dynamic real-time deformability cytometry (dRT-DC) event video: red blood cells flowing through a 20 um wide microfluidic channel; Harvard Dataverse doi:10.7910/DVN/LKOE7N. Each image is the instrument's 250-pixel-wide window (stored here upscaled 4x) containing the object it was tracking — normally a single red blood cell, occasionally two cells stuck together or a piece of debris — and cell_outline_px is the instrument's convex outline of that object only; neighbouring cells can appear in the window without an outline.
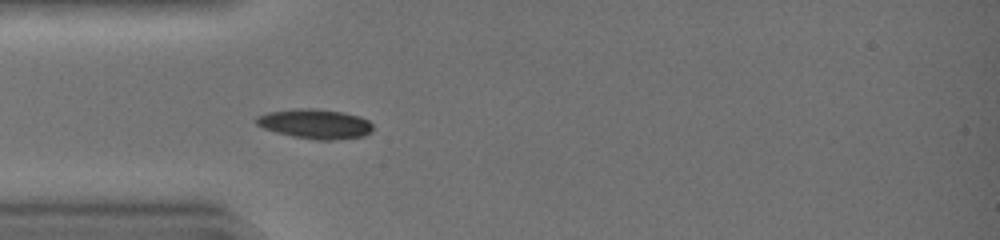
{"species": "common noctule bat (a hibernating species)", "species_latin": "Nyctalus noctula", "temperature_condition": "warm", "stored_images_in_passage": 31, "camera_frame_rate_fps": 3000, "um_per_image_px": 0.085, "animal": {"sex": "female", "body_mass_g": 19.0, "forearm_length_mm": 51.5}, "frame": {"image": 1, "passage_image": 1, "time_ms": 0.0, "image_size_px": [1000, 240], "cell_outline_px": [[372, 132], [364, 136], [332, 140], [316, 140], [292, 136], [276, 132], [264, 128], [256, 124], [256, 116], [268, 112], [296, 108], [312, 108], [344, 112], [360, 116], [368, 120], [372, 124]], "centroid_in_image_um": [26.8, 10.52], "position_along_channel_um": 58.2, "area_um2": 20.23}}
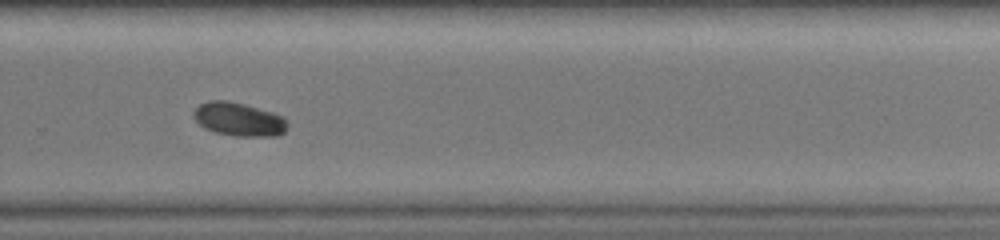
{"frame": {"image": 2, "passage_image": 18, "time_ms": 5.667, "image_size_px": [1000, 240], "cell_outline_px": [[288, 128], [284, 132], [276, 136], [236, 136], [216, 132], [204, 128], [196, 120], [192, 112], [200, 104], [208, 100], [224, 100], [272, 112], [280, 116], [288, 124]], "centroid_in_image_um": [20.28, 10.15], "position_along_channel_um": 309.5, "area_um2": 17.98}}
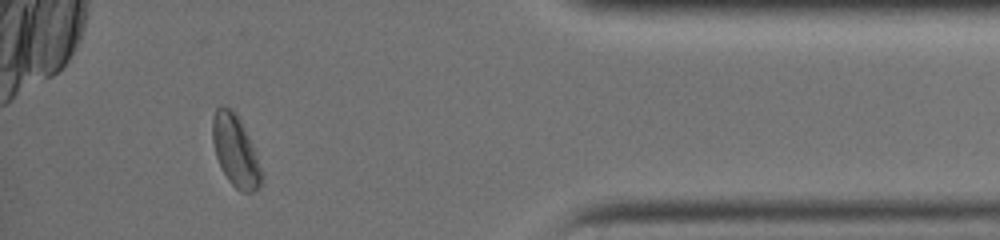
{"frame": {"image": 3, "passage_image": 27, "time_ms": 8.667, "image_size_px": [1000, 240], "cell_outline_px": [[264, 176], [260, 184], [252, 192], [240, 192], [228, 180], [216, 156], [212, 140], [212, 120], [216, 108], [220, 104], [224, 104], [232, 108], [240, 120], [248, 136]], "centroid_in_image_um": [19.99, 12.79], "position_along_channel_um": 415.2, "area_um2": 20.17}, "authors_computed_cell_mechanics": {"area_um2": 19.4786, "velocity_mm_per_s": 4.4728, "shape_relaxation_time_tau1_ms": 2.5488, "shape_relaxation_time_tau2_ms": null, "deformation_change_tau1": 0.1222, "deformation_change_tau2": null}}